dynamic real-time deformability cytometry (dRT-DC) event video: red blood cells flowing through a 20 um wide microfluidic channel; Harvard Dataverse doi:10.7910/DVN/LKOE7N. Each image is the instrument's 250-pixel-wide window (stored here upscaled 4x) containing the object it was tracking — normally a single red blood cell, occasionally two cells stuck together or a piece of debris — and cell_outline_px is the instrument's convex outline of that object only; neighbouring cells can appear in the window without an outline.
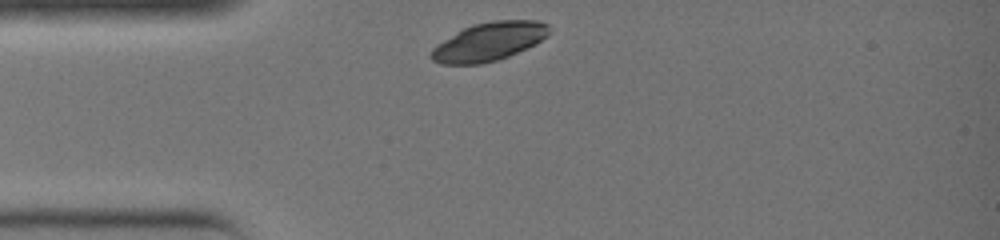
{"species": "common noctule bat (a hibernating species)", "species_latin": "Nyctalus noctula", "temperature_condition": "warm", "stored_images_in_passage": 23, "camera_frame_rate_fps": 3000, "um_per_image_px": 0.085, "animal": {"sex": "female", "body_mass_g": 19.0, "forearm_length_mm": 51.5}, "frame": {"image": 1, "passage_image": 1, "time_ms": 0.0, "image_size_px": [1000, 240], "cell_outline_px": [[548, 36], [536, 44], [508, 56], [496, 60], [480, 64], [440, 64], [432, 60], [428, 56], [432, 48], [436, 44], [456, 32], [472, 24], [492, 20], [536, 20], [548, 24]], "centroid_in_image_um": [41.53, 3.53], "position_along_channel_um": 43.5, "area_um2": 26.53}}
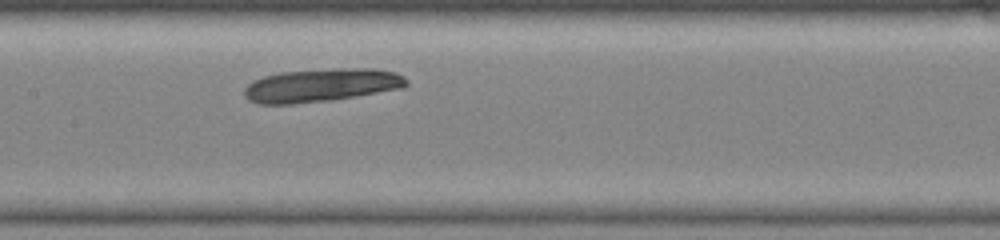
{"frame": {"image": 2, "passage_image": 10, "time_ms": 3.0, "image_size_px": [1000, 240], "cell_outline_px": [[408, 84], [404, 88], [332, 100], [292, 104], [256, 104], [248, 100], [244, 96], [244, 88], [252, 80], [264, 76], [280, 72], [336, 68], [372, 68], [396, 72], [404, 76], [408, 80]], "centroid_in_image_um": [27.31, 7.24], "position_along_channel_um": 180.1, "area_um2": 31.79}}
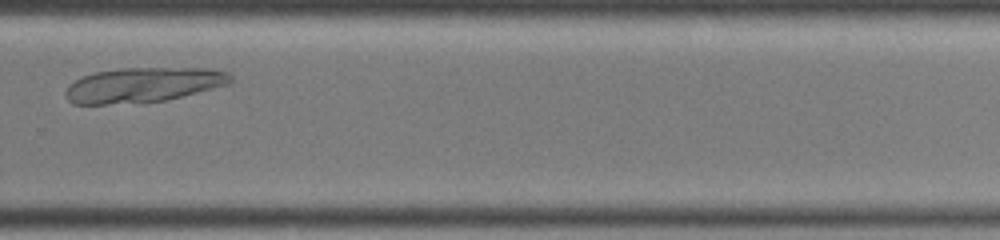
{"frame": {"image": 3, "passage_image": 18, "time_ms": 5.667, "image_size_px": [1000, 240], "cell_outline_px": [[232, 84], [164, 100], [140, 104], [72, 104], [64, 96], [64, 92], [68, 84], [84, 76], [96, 72], [124, 68], [208, 68], [228, 72], [232, 76]], "centroid_in_image_um": [12.17, 7.23], "position_along_channel_um": 317.6, "area_um2": 33.87}}